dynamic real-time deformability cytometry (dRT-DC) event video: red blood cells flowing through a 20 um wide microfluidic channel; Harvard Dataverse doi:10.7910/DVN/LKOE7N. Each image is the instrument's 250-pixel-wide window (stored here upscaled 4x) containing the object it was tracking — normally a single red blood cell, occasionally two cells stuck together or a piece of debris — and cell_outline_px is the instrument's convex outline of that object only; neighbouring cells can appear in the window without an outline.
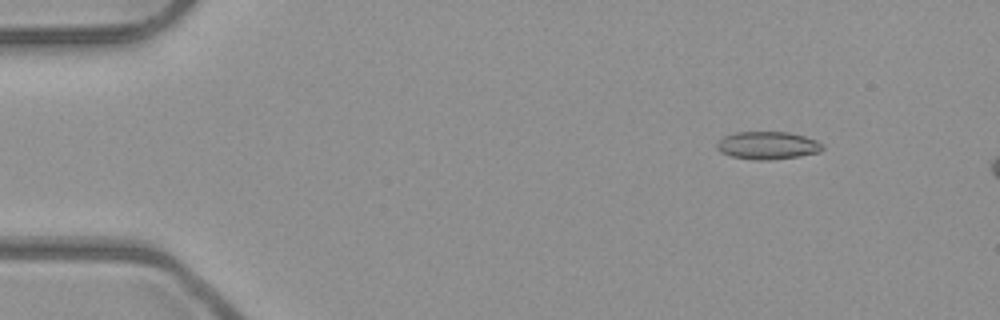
{"species": "common noctule bat (a hibernating species)", "species_latin": "Nyctalus noctula", "temperature_condition": "room temperature", "stored_images_in_passage": 4, "camera_frame_rate_fps": 3000, "um_per_image_px": 0.085, "animal": {"sex": "male", "body_mass_g": 23.1, "forearm_length_mm": 52.7}, "frame": {"image": 1, "passage_image": 2, "time_ms": 0.333, "image_size_px": [1000, 320], "cell_outline_px": [[824, 148], [820, 152], [796, 156], [768, 160], [752, 160], [732, 156], [720, 152], [716, 148], [716, 144], [724, 136], [736, 132], [788, 132], [804, 136], [816, 140], [824, 144]], "centroid_in_image_um": [65.24, 12.36], "position_along_channel_um": 19.8, "area_um2": 17.05}}